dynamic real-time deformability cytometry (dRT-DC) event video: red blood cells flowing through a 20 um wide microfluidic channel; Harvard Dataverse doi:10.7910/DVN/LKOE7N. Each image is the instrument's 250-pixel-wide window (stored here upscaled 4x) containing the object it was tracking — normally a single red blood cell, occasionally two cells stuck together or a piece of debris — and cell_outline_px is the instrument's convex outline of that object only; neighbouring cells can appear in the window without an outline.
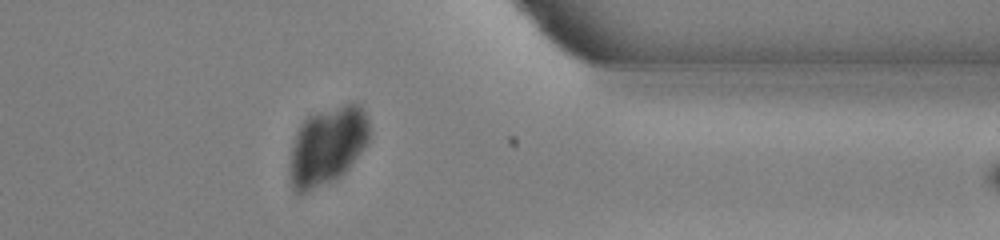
{"species": "common noctule bat (a hibernating species)", "species_latin": "Nyctalus noctula", "temperature_condition": "warm", "stored_images_in_passage": 33, "camera_frame_rate_fps": 3000, "um_per_image_px": 0.085, "animal": {"sex": "male", "body_mass_g": 13.0, "forearm_length_mm": 53.1}, "frame": {"image": 1, "passage_image": 32, "time_ms": 10.333, "image_size_px": [1000, 240], "cell_outline_px": [[372, 132], [368, 144], [348, 168], [336, 180], [300, 196], [292, 188], [288, 172], [288, 168], [292, 144], [296, 132], [300, 124], [308, 116], [316, 112], [352, 100], [360, 104], [364, 108]], "centroid_in_image_um": [27.84, 12.39], "position_along_channel_um": 383.6, "area_um2": 37.63}}